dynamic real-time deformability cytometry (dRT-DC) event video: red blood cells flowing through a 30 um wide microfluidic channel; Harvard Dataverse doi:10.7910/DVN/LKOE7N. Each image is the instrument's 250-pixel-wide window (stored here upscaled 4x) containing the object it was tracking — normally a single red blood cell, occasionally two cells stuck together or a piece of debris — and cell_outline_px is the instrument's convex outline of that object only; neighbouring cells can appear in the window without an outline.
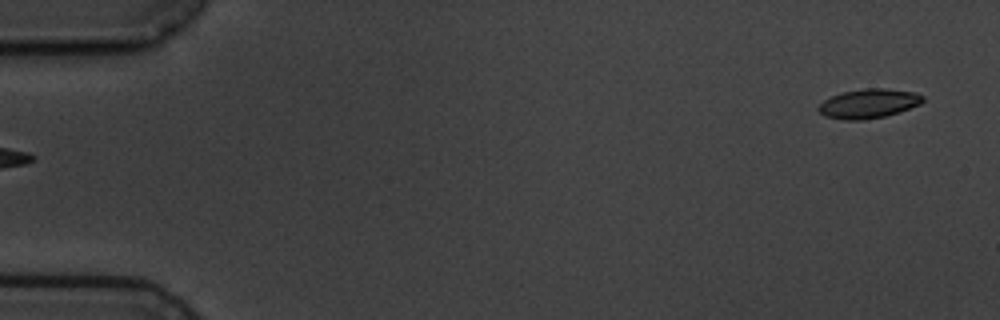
{"species": "common noctule bat (a hibernating species)", "species_latin": "Nyctalus noctula", "temperature_condition": "cold", "stored_images_in_passage": 6, "segment_of_instrument_passage": [2, 2], "camera_frame_rate_fps": 3000, "um_per_image_px": 0.085, "animal": {"sex": "male", "body_mass_g": 19.5, "forearm_length_mm": 54.6}, "frame": {"image": 1, "passage_image": 6, "time_ms": 6.0, "image_size_px": [1000, 320], "cell_outline_px": [[924, 100], [920, 104], [900, 112], [884, 116], [864, 120], [844, 120], [824, 116], [816, 108], [824, 100], [832, 96], [844, 92], [864, 88], [884, 88], [916, 92], [924, 96]], "centroid_in_image_um": [73.85, 8.8], "position_along_channel_um": 11.2, "area_um2": 17.86}}